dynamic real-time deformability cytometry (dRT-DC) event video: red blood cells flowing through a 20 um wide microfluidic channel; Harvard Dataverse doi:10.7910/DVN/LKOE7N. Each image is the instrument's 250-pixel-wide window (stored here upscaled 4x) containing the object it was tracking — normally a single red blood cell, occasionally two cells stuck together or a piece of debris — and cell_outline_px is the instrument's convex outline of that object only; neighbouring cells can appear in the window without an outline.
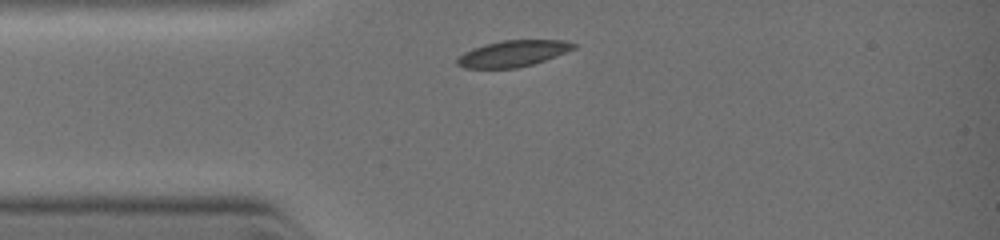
{"species": "common noctule bat (a hibernating species)", "species_latin": "Nyctalus noctula", "temperature_condition": "warm", "stored_images_in_passage": 6, "camera_frame_rate_fps": 3000, "um_per_image_px": 0.085, "animal": {"sex": "female", "body_mass_g": 19.0, "forearm_length_mm": 51.5}, "frame": {"image": 1, "passage_image": 1, "time_ms": 0.0, "image_size_px": [1000, 240], "cell_outline_px": [[576, 48], [544, 60], [532, 64], [516, 68], [464, 68], [456, 64], [456, 60], [464, 52], [472, 48], [484, 44], [504, 40], [564, 40], [576, 44]], "centroid_in_image_um": [43.57, 4.55], "position_along_channel_um": 41.4, "area_um2": 17.69}}
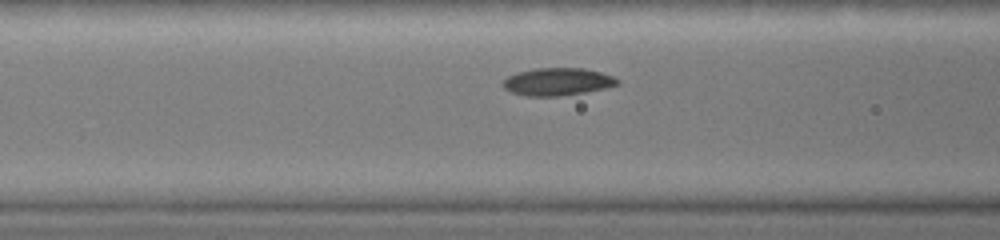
{"frame": {"image": 2, "passage_image": 5, "time_ms": 1.667, "image_size_px": [1000, 240], "cell_outline_px": [[620, 84], [604, 88], [584, 92], [560, 96], [524, 96], [508, 92], [500, 84], [508, 76], [516, 72], [536, 68], [584, 68], [600, 72], [612, 76], [620, 80]], "centroid_in_image_um": [47.34, 6.95], "position_along_channel_um": 119.3, "area_um2": 18.55}}